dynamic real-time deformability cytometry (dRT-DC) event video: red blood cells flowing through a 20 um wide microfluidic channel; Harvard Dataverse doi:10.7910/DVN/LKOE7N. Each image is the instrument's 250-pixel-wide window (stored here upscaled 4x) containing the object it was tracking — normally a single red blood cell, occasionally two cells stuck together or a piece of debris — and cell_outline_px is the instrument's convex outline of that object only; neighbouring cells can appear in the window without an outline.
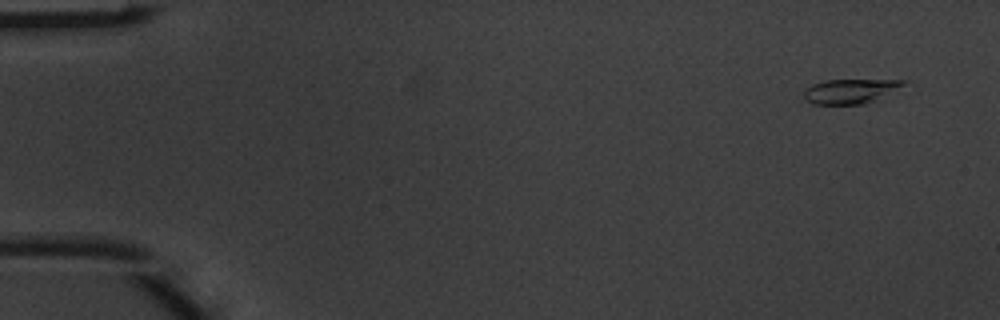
{"species": "common noctule bat (a hibernating species)", "species_latin": "Nyctalus noctula", "temperature_condition": "warm", "stored_images_in_passage": 6, "camera_frame_rate_fps": 3000, "um_per_image_px": 0.085, "animal": {"sex": "male", "body_mass_g": 20.1, "forearm_length_mm": 53.5}, "frame": {"image": 1, "passage_image": 1, "time_ms": 0.0, "image_size_px": [1000, 320], "cell_outline_px": [[908, 80], [904, 84], [876, 100], [864, 104], [812, 104], [804, 100], [804, 88], [812, 84], [824, 80]], "centroid_in_image_um": [72.19, 7.75], "position_along_channel_um": 12.8, "area_um2": 14.16}}
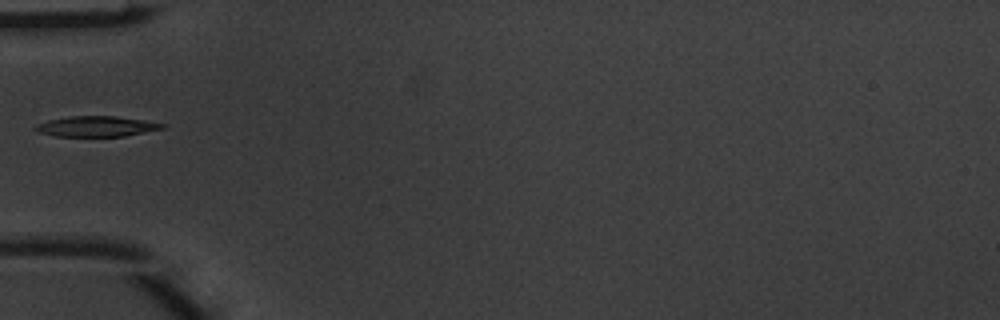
{"frame": {"image": 2, "passage_image": 5, "time_ms": 1.333, "image_size_px": [1000, 320], "cell_outline_px": [[168, 124], [164, 128], [124, 136], [56, 136], [36, 132], [32, 128], [36, 124], [48, 120], [68, 116], [116, 116]], "centroid_in_image_um": [8.15, 10.74], "position_along_channel_um": 76.9, "area_um2": 15.14}}